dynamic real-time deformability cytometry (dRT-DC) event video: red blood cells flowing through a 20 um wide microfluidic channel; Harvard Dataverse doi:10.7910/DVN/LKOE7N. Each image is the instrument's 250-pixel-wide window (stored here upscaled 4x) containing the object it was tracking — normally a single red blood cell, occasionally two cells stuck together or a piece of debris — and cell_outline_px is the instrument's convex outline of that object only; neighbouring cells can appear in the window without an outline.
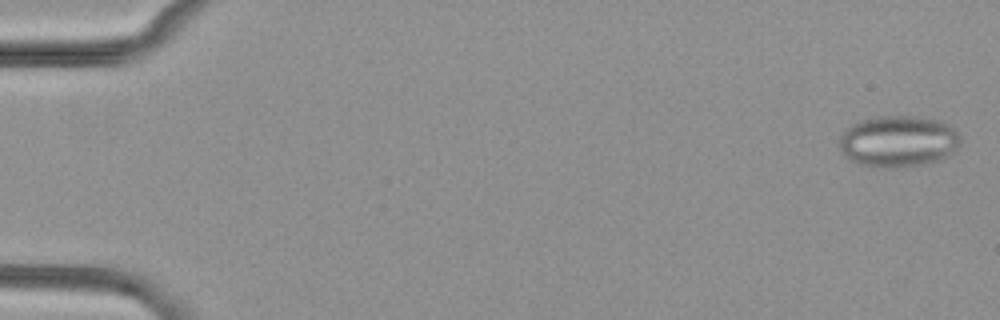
{"species": "common noctule bat (a hibernating species)", "species_latin": "Nyctalus noctula", "temperature_condition": "cold", "stored_images_in_passage": 5, "camera_frame_rate_fps": 3000, "um_per_image_px": 0.085, "animal": {"sex": "female", "body_mass_g": 29.2, "forearm_length_mm": 56.3}, "frame": {"image": 1, "passage_image": 5, "time_ms": 6.333, "image_size_px": [1000, 320], "cell_outline_px": [[960, 144], [956, 152], [940, 160], [924, 164], [888, 168], [880, 168], [860, 164], [844, 156], [840, 148], [840, 136], [844, 128], [860, 120], [876, 116], [912, 116], [940, 120], [956, 128], [960, 136]], "centroid_in_image_um": [76.38, 12.0], "position_along_channel_um": 8.6, "area_um2": 36.82}}